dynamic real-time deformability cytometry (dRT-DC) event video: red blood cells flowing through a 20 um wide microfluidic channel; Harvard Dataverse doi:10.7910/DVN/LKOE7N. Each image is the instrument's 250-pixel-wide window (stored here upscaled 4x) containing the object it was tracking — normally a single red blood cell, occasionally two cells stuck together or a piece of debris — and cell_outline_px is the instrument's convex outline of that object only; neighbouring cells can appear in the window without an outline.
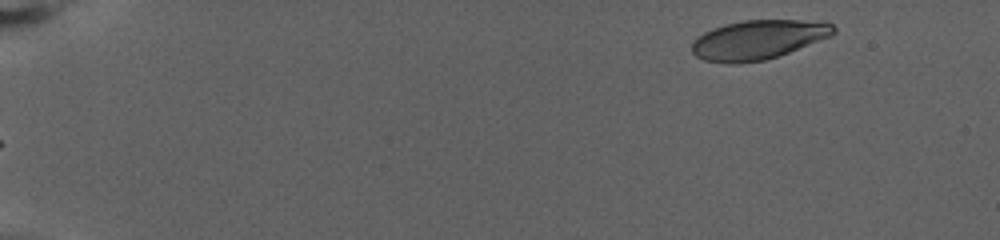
{"species": "human", "species_latin": "Homo sapiens", "temperature_condition": "warm", "stored_images_in_passage": 69, "camera_frame_rate_fps": 3000, "um_per_image_px": 0.085, "donor": {"sex": "female"}, "frame": {"image": 1, "passage_image": 1, "time_ms": 0.0, "image_size_px": [1000, 240], "cell_outline_px": [[836, 32], [832, 36], [788, 52], [764, 60], [732, 64], [704, 60], [696, 56], [692, 52], [692, 40], [696, 36], [712, 28], [724, 24], [744, 20], [800, 20], [832, 24], [836, 28]], "centroid_in_image_um": [64.4, 3.37], "position_along_channel_um": 20.6, "area_um2": 32.31}}
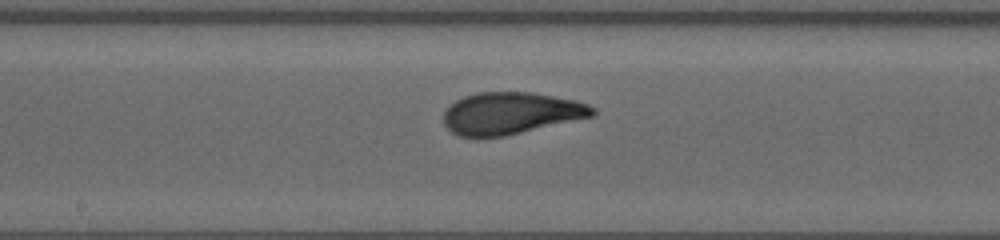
{"frame": {"image": 2, "passage_image": 36, "time_ms": 11.667, "image_size_px": [1000, 240], "cell_outline_px": [[596, 112], [592, 116], [504, 136], [460, 136], [452, 132], [444, 124], [444, 112], [456, 100], [464, 96], [476, 92], [532, 92], [572, 100], [588, 104], [596, 108]], "centroid_in_image_um": [43.41, 9.61], "position_along_channel_um": 204.8, "area_um2": 35.89}}
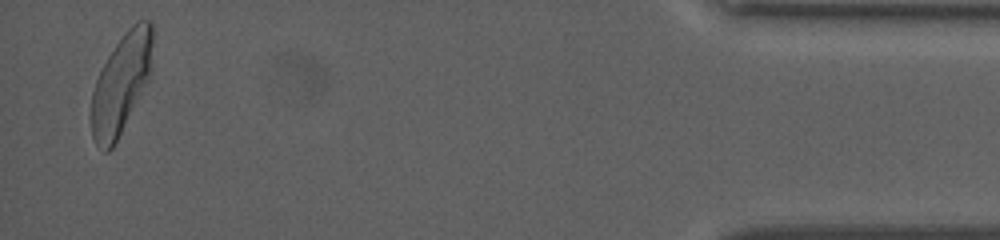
{"frame": {"image": 3, "passage_image": 67, "time_ms": 22.0, "image_size_px": [1000, 240], "cell_outline_px": [[152, 68], [148, 80], [112, 148], [108, 152], [104, 152], [96, 144], [92, 136], [92, 92], [96, 80], [108, 56], [124, 32], [136, 20], [152, 20]], "centroid_in_image_um": [10.31, 7.07], "position_along_channel_um": 424.9, "area_um2": 35.08}, "authors_computed_cell_mechanics": {"area_um2": 35.6626, "velocity_mm_per_s": 2.8006, "shape_relaxation_time_tau1_ms": 5.1645, "shape_relaxation_time_tau2_ms": 1.2959, "deformation_change_tau1": 0.212, "deformation_change_tau2": 0.0823}}